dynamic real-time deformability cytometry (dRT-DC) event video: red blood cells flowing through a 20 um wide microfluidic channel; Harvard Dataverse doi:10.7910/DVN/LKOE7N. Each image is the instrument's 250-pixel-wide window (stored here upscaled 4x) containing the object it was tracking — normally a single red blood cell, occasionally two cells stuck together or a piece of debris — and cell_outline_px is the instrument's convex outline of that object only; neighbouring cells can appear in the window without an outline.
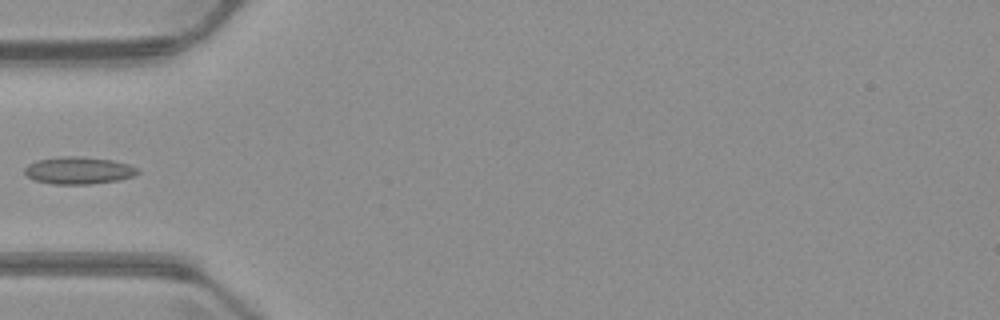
{"species": "common noctule bat (a hibernating species)", "species_latin": "Nyctalus noctula", "temperature_condition": "warm", "stored_images_in_passage": 5, "camera_frame_rate_fps": 3000, "um_per_image_px": 0.085, "animal": {"sex": "male", "body_mass_g": 23.1, "forearm_length_mm": 52.7}, "frame": {"image": 1, "passage_image": 5, "time_ms": 4.667, "image_size_px": [1000, 320], "cell_outline_px": [[140, 172], [132, 176], [120, 180], [92, 184], [52, 184], [36, 180], [28, 176], [24, 172], [24, 168], [28, 164], [36, 160], [64, 156], [80, 156], [112, 160], [128, 164], [140, 168]], "centroid_in_image_um": [6.71, 14.48], "position_along_channel_um": 78.3, "area_um2": 18.03}}